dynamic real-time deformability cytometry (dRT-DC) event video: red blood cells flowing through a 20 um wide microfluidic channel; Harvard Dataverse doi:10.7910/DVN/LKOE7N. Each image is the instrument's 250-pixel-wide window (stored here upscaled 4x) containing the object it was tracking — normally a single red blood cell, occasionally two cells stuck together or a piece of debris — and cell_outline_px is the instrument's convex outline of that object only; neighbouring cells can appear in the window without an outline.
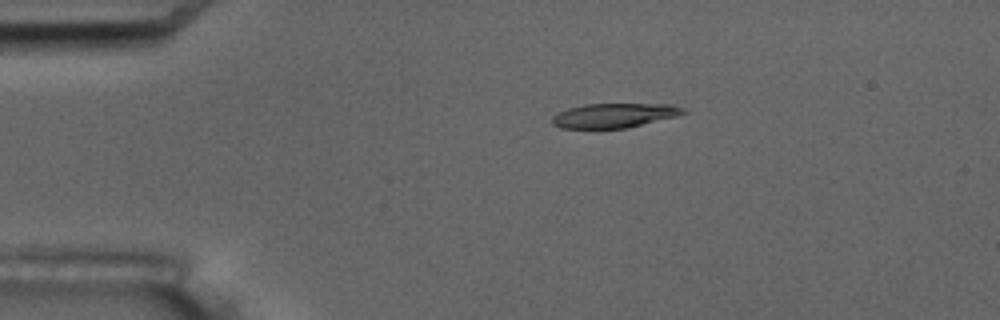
{"species": "common noctule bat (a hibernating species)", "species_latin": "Nyctalus noctula", "temperature_condition": "room temperature", "stored_images_in_passage": 6, "camera_frame_rate_fps": 3000, "um_per_image_px": 0.085, "animal": {"sex": "male", "body_mass_g": 17.5, "forearm_length_mm": 52.3}, "frame": {"image": 1, "passage_image": 4, "time_ms": 3.667, "image_size_px": [1000, 320], "cell_outline_px": [[688, 112], [676, 116], [628, 128], [560, 128], [552, 124], [552, 116], [568, 108], [584, 104], [676, 104], [684, 108]], "centroid_in_image_um": [52.24, 9.81], "position_along_channel_um": 32.8, "area_um2": 18.73}}